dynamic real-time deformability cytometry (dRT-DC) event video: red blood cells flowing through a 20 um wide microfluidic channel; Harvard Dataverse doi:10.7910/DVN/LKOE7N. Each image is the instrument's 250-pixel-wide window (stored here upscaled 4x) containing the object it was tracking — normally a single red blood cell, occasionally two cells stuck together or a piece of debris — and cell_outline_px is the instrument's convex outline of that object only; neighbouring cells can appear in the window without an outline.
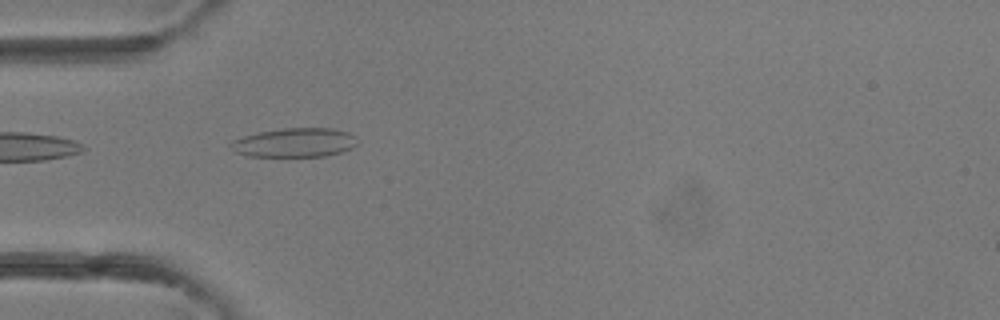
{"species": "common noctule bat (a hibernating species)", "species_latin": "Nyctalus noctula", "temperature_condition": "room temperature", "stored_images_in_passage": 4, "camera_frame_rate_fps": 3000, "um_per_image_px": 0.085, "animal": {"sex": "female"}, "frame": {"image": 1, "passage_image": 3, "time_ms": 2.333, "image_size_px": [1000, 320], "cell_outline_px": [[356, 144], [352, 148], [344, 152], [324, 156], [248, 156], [232, 152], [228, 144], [232, 140], [244, 136], [260, 132], [284, 128], [332, 128], [348, 132], [356, 136]], "centroid_in_image_um": [25.03, 12.13], "position_along_channel_um": 60.0, "area_um2": 21.62}}